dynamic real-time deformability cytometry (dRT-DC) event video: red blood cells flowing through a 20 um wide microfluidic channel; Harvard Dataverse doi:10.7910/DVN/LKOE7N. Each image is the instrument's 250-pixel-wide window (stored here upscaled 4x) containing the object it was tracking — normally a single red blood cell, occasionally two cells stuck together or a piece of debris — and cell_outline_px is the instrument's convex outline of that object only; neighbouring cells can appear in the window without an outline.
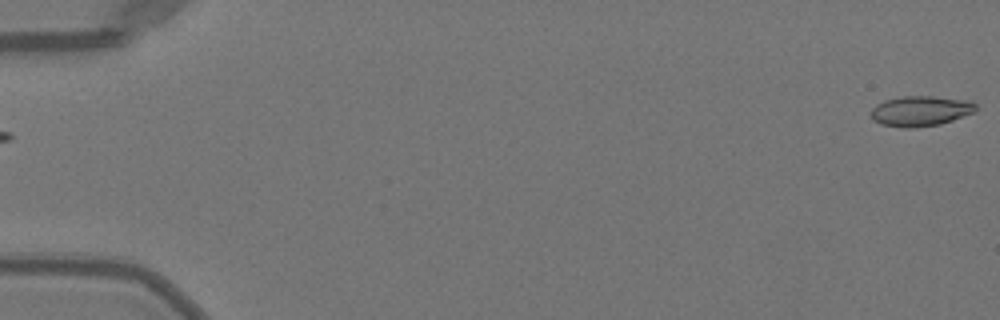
{"species": "Egyptian fruit bat (a non-hibernating species)", "species_latin": "Rousettus aegyptiacus", "temperature_condition": "warm", "stored_images_in_passage": 51, "camera_frame_rate_fps": 3000, "um_per_image_px": 0.085, "animal": {"sex": "female"}, "frame": {"image": 1, "passage_image": 1, "time_ms": 0.0, "image_size_px": [1000, 320], "cell_outline_px": [[976, 112], [940, 124], [912, 128], [904, 128], [880, 124], [872, 120], [872, 108], [876, 104], [884, 100], [904, 96], [932, 96], [972, 100], [976, 104]], "centroid_in_image_um": [78.26, 9.43], "position_along_channel_um": 6.7, "area_um2": 18.67}}
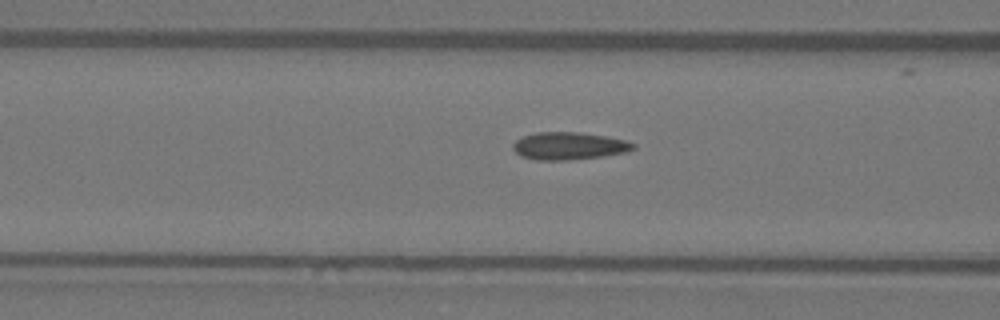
{"frame": {"image": 2, "passage_image": 21, "time_ms": 6.667, "image_size_px": [1000, 320], "cell_outline_px": [[636, 148], [628, 152], [604, 156], [568, 160], [536, 160], [520, 156], [512, 148], [512, 144], [516, 140], [524, 136], [536, 132], [580, 132], [608, 136], [628, 140], [636, 144]], "centroid_in_image_um": [48.41, 12.4], "position_along_channel_um": 118.2, "area_um2": 19.59}}
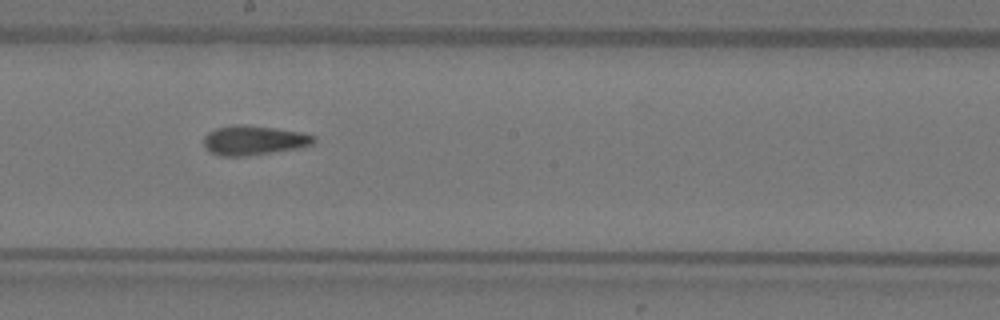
{"frame": {"image": 3, "passage_image": 29, "time_ms": 9.333, "image_size_px": [1000, 320], "cell_outline_px": [[316, 140], [312, 144], [300, 148], [248, 156], [220, 156], [204, 148], [204, 136], [208, 132], [216, 128], [236, 124], [244, 124], [276, 128], [304, 132], [316, 136]], "centroid_in_image_um": [21.6, 11.92], "position_along_channel_um": 226.6, "area_um2": 19.19}, "authors_computed_cell_mechanics": {"area_um2": 18.3226, "velocity_mm_per_s": 4.0628, "shape_relaxation_time_tau1_ms": 8.1406, "shape_relaxation_time_tau2_ms": 3.8492, "deformation_change_tau1": 0.1858, "deformation_change_tau2": 0.0849}}